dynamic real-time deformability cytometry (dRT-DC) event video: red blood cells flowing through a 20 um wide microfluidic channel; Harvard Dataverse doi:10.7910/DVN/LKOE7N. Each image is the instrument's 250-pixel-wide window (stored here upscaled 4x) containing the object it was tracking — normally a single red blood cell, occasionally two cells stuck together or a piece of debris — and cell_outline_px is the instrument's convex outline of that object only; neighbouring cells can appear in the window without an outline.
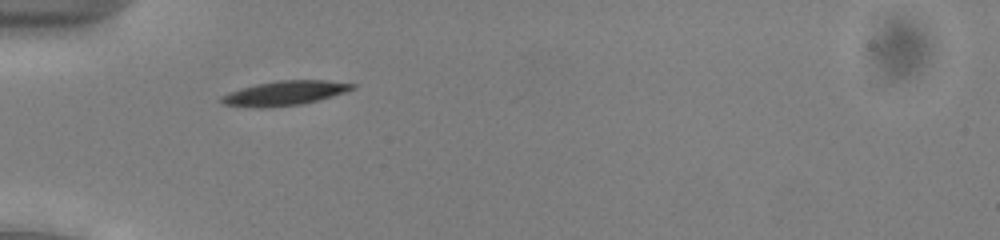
{"species": "common noctule bat (a hibernating species)", "species_latin": "Nyctalus noctula", "temperature_condition": "cold", "stored_images_in_passage": 5, "camera_frame_rate_fps": 3000, "um_per_image_px": 0.085, "animal": {"sex": "male", "body_mass_g": 13.0, "forearm_length_mm": 53.1}, "frame": {"image": 1, "passage_image": 2, "time_ms": 0.333, "image_size_px": [1000, 240], "cell_outline_px": [[356, 88], [344, 92], [316, 100], [300, 104], [268, 108], [256, 108], [224, 104], [220, 100], [220, 96], [228, 92], [240, 88], [256, 84], [280, 80], [324, 80], [356, 84]], "centroid_in_image_um": [24.15, 7.91], "position_along_channel_um": 60.9, "area_um2": 18.55}}
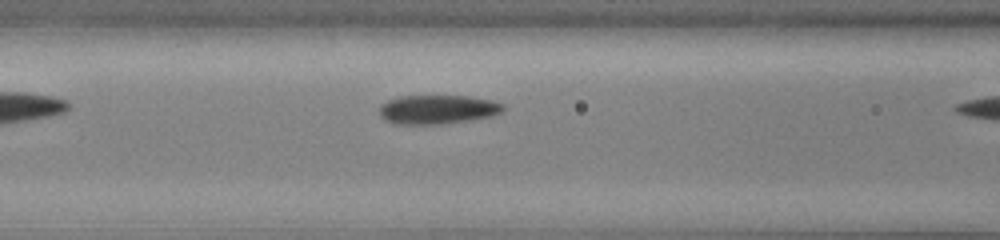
{"frame": {"image": 2, "passage_image": 4, "time_ms": 1.0, "image_size_px": [1000, 240], "cell_outline_px": [[504, 108], [500, 112], [492, 116], [468, 120], [440, 124], [396, 124], [384, 120], [380, 112], [380, 104], [388, 100], [400, 96], [472, 96], [492, 100], [504, 104]], "centroid_in_image_um": [37.19, 9.29], "position_along_channel_um": 129.4, "area_um2": 20.92}}